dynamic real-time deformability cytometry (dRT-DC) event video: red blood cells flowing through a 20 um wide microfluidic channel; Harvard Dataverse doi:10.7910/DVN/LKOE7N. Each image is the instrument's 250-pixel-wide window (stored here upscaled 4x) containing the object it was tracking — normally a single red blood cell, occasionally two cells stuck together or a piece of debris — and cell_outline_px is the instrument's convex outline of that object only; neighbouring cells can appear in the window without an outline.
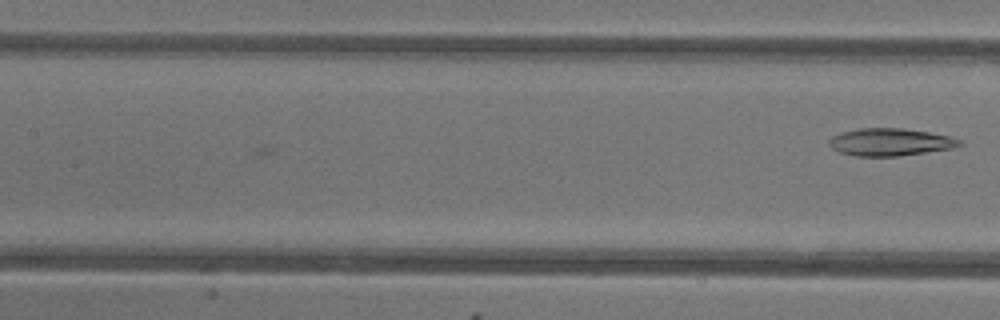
{"species": "common noctule bat (a hibernating species)", "species_latin": "Nyctalus noctula", "temperature_condition": "warm", "stored_images_in_passage": 6, "camera_frame_rate_fps": 3000, "um_per_image_px": 0.085, "animal": {"sex": "female"}, "frame": {"image": 1, "passage_image": 6, "time_ms": 6.0, "image_size_px": [1000, 320], "cell_outline_px": [[964, 144], [956, 148], [900, 156], [856, 156], [840, 152], [832, 148], [828, 144], [828, 140], [832, 136], [840, 132], [860, 128], [904, 128], [952, 136], [960, 140]], "centroid_in_image_um": [75.7, 12.07], "position_along_channel_um": 131.7, "area_um2": 21.15}}